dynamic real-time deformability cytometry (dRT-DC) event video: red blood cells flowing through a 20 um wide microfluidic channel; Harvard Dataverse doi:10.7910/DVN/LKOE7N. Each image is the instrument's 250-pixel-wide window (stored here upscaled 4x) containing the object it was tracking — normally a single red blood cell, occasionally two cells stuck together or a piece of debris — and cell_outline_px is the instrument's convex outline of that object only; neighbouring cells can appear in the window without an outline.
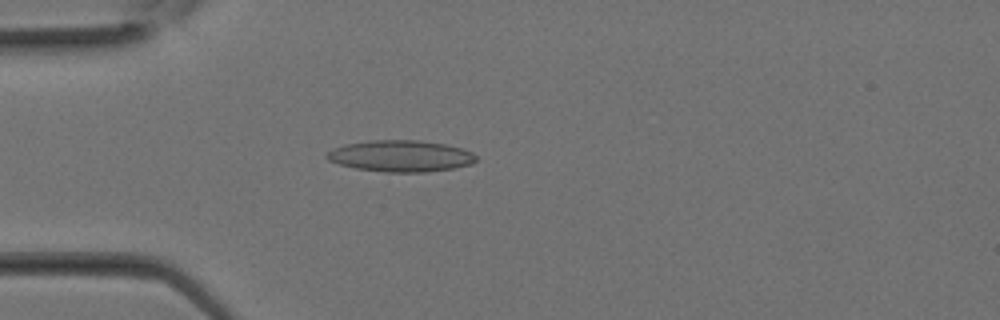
{"species": "Egyptian fruit bat (a non-hibernating species)", "species_latin": "Rousettus aegyptiacus", "temperature_condition": "room temperature", "stored_images_in_passage": 23, "camera_frame_rate_fps": 3000, "um_per_image_px": 0.085, "animal": {"sex": "female"}, "frame": {"image": 1, "passage_image": 3, "time_ms": 0.667, "image_size_px": [1000, 320], "cell_outline_px": [[476, 160], [472, 164], [452, 168], [424, 172], [384, 172], [356, 168], [340, 164], [328, 160], [324, 156], [332, 148], [344, 144], [368, 140], [420, 140], [444, 144], [460, 148], [472, 152], [476, 156]], "centroid_in_image_um": [34.02, 13.25], "position_along_channel_um": 51.0, "area_um2": 27.34}}
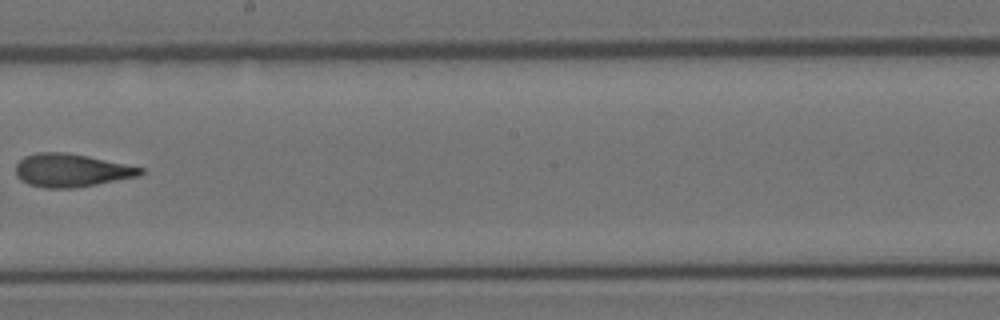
{"frame": {"image": 2, "passage_image": 12, "time_ms": 3.667, "image_size_px": [1000, 320], "cell_outline_px": [[144, 172], [140, 176], [76, 188], [44, 188], [28, 184], [20, 180], [16, 176], [16, 164], [24, 156], [36, 152], [68, 152], [88, 156], [144, 168]], "centroid_in_image_um": [6.04, 14.48], "position_along_channel_um": 242.2, "area_um2": 24.28}}
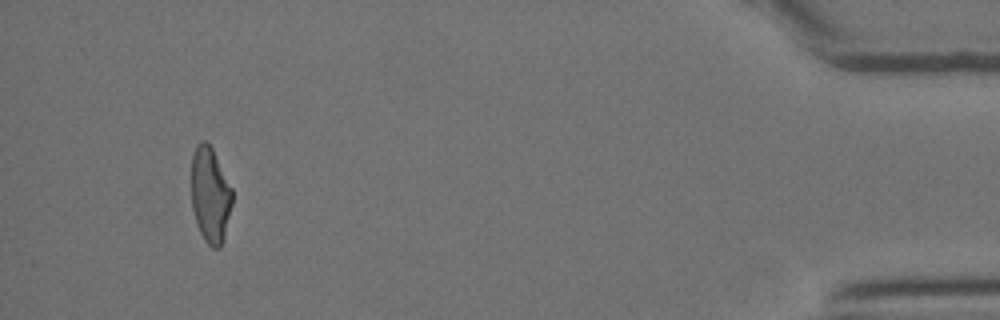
{"frame": {"image": 3, "passage_image": 23, "time_ms": 7.333, "image_size_px": [1000, 320], "cell_outline_px": [[232, 204], [224, 236], [220, 248], [212, 248], [204, 240], [200, 232], [192, 208], [192, 152], [196, 144], [200, 140], [204, 140], [212, 148], [232, 188]], "centroid_in_image_um": [17.86, 16.55], "position_along_channel_um": 417.3, "area_um2": 22.66}}